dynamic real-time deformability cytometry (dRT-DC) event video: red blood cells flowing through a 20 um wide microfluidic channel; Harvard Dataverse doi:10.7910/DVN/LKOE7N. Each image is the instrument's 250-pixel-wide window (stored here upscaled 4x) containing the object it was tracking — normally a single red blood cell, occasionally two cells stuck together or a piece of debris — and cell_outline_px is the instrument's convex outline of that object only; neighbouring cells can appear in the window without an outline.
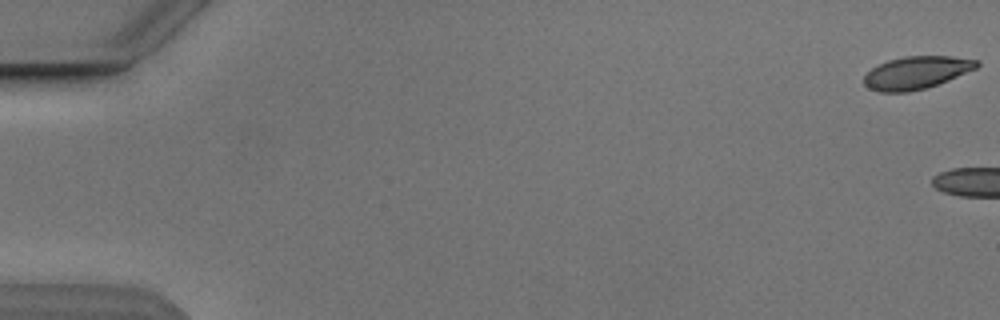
{"species": "Egyptian fruit bat (a non-hibernating species)", "species_latin": "Rousettus aegyptiacus", "temperature_condition": "cold", "stored_images_in_passage": 4, "camera_frame_rate_fps": 3000, "um_per_image_px": 0.085, "animal": {"sex": "male"}, "frame": {"image": 1, "passage_image": 1, "time_ms": 0.0, "image_size_px": [1000, 320], "cell_outline_px": [[980, 64], [976, 68], [948, 80], [924, 88], [908, 92], [880, 92], [868, 88], [864, 84], [864, 76], [872, 68], [888, 60], [904, 56], [952, 56], [980, 60]], "centroid_in_image_um": [77.9, 6.17], "position_along_channel_um": 7.1, "area_um2": 21.33}}